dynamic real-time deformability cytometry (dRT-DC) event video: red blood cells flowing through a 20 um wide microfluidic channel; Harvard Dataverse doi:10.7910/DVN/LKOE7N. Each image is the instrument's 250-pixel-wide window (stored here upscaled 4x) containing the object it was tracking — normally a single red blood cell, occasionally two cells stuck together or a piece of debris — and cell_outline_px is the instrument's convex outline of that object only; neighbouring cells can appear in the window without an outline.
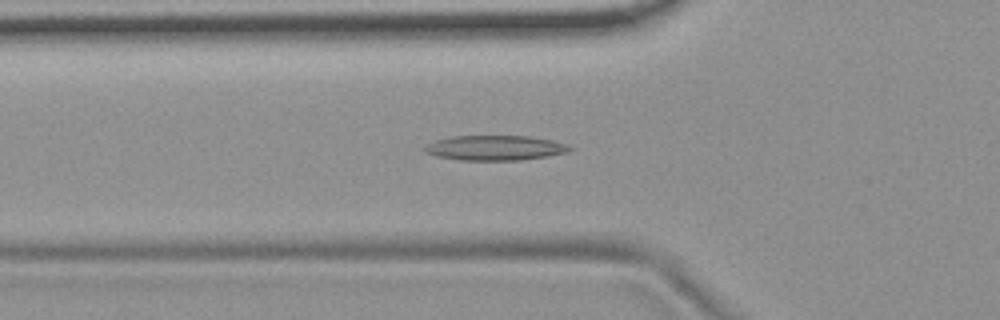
{"species": "common noctule bat (a hibernating species)", "species_latin": "Nyctalus noctula", "temperature_condition": "room temperature", "stored_images_in_passage": 51, "camera_frame_rate_fps": 3000, "um_per_image_px": 0.085, "animal": {"sex": "female", "body_mass_g": 19.9}, "frame": {"image": 1, "passage_image": 19, "time_ms": 6.0, "image_size_px": [1000, 320], "cell_outline_px": [[572, 148], [568, 152], [548, 156], [520, 160], [460, 160], [436, 156], [424, 152], [424, 148], [428, 144], [436, 140], [452, 136], [528, 136], [552, 140], [572, 144]], "centroid_in_image_um": [42.12, 12.57], "position_along_channel_um": 83.7, "area_um2": 21.15}}
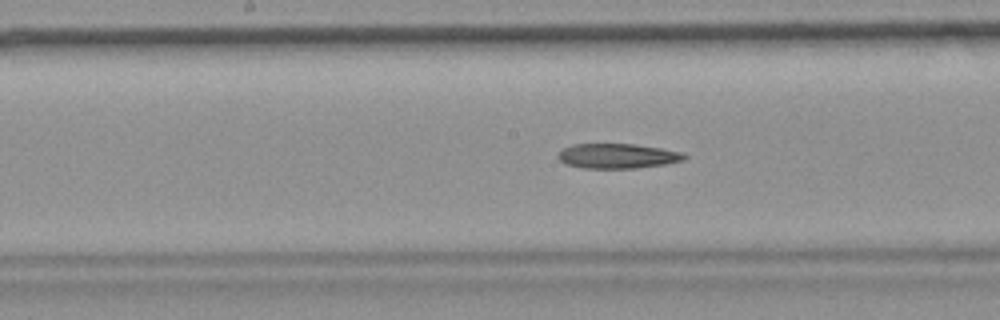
{"frame": {"image": 2, "passage_image": 28, "time_ms": 9.0, "image_size_px": [1000, 320], "cell_outline_px": [[688, 156], [684, 160], [664, 164], [636, 168], [580, 168], [564, 164], [556, 156], [564, 148], [572, 144], [636, 144], [684, 152]], "centroid_in_image_um": [52.48, 13.26], "position_along_channel_um": 195.7, "area_um2": 18.38}}
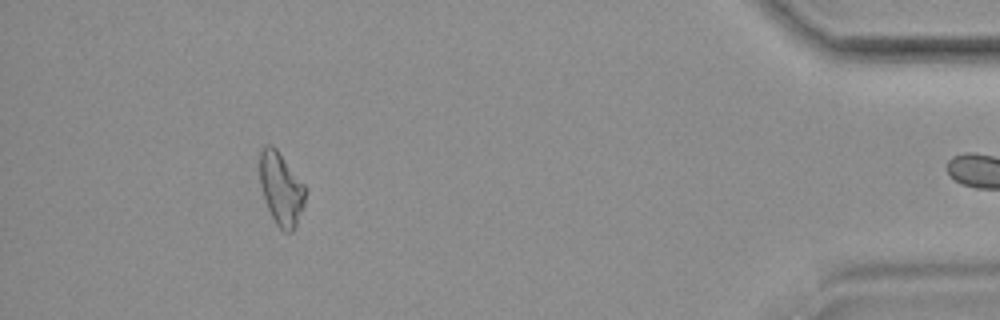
{"frame": {"image": 3, "passage_image": 50, "time_ms": 16.333, "image_size_px": [1000, 320], "cell_outline_px": [[304, 204], [296, 228], [292, 232], [284, 232], [276, 224], [268, 208], [260, 184], [260, 152], [264, 144], [272, 144], [276, 148], [304, 184]], "centroid_in_image_um": [23.89, 16.04], "position_along_channel_um": 411.3, "area_um2": 19.13}}